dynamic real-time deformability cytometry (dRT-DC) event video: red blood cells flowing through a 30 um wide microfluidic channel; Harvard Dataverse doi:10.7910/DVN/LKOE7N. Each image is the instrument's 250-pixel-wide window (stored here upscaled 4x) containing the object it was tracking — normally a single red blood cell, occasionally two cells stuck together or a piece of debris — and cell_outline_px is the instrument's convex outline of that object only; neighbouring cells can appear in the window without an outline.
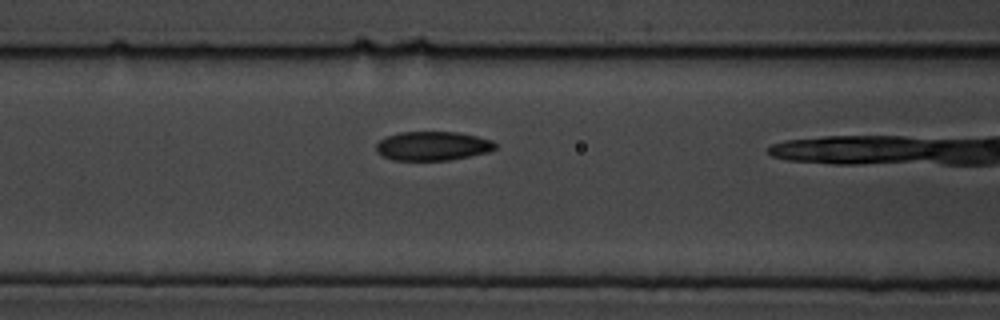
{"species": "common noctule bat (a hibernating species)", "species_latin": "Nyctalus noctula", "temperature_condition": "cold", "stored_images_in_passage": 8, "camera_frame_rate_fps": 3000, "um_per_image_px": 0.085, "animal": {"sex": "male", "body_mass_g": 19.5, "forearm_length_mm": 54.6}, "frame": {"image": 1, "passage_image": 3, "time_ms": 0.667, "image_size_px": [1000, 320], "cell_outline_px": [[496, 148], [488, 152], [448, 160], [392, 160], [376, 152], [376, 144], [380, 140], [388, 136], [400, 132], [456, 132], [476, 136], [492, 140], [496, 144]], "centroid_in_image_um": [36.76, 12.41], "position_along_channel_um": 129.8, "area_um2": 20.0}}
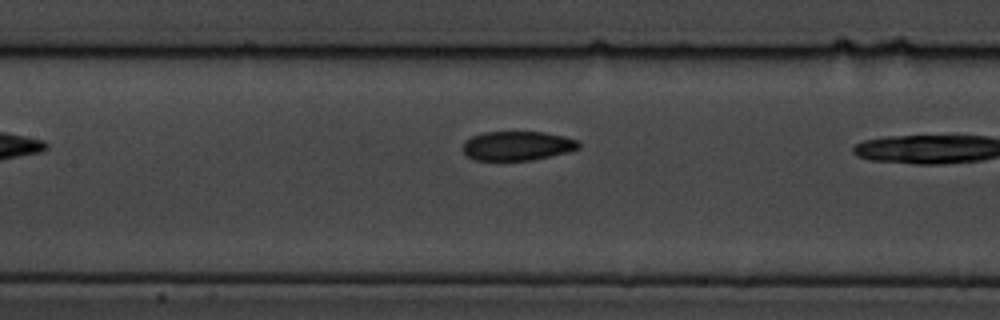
{"frame": {"image": 2, "passage_image": 6, "time_ms": 1.667, "image_size_px": [1000, 320], "cell_outline_px": [[580, 148], [568, 152], [528, 160], [476, 160], [468, 156], [460, 148], [464, 140], [472, 136], [484, 132], [544, 132], [564, 136], [576, 140], [580, 144]], "centroid_in_image_um": [43.93, 12.38], "position_along_channel_um": 163.5, "area_um2": 19.71}}